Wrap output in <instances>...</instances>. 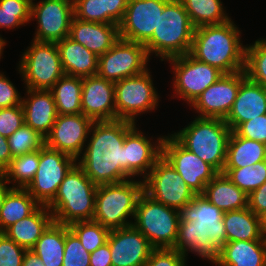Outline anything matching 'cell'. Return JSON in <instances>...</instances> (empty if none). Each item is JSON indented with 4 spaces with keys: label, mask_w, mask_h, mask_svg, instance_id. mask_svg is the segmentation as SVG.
<instances>
[{
    "label": "cell",
    "mask_w": 266,
    "mask_h": 266,
    "mask_svg": "<svg viewBox=\"0 0 266 266\" xmlns=\"http://www.w3.org/2000/svg\"><path fill=\"white\" fill-rule=\"evenodd\" d=\"M137 123L127 120L94 121L83 154L77 164L95 185L113 184L130 179L124 173L125 136ZM92 135V136H91Z\"/></svg>",
    "instance_id": "cell-1"
},
{
    "label": "cell",
    "mask_w": 266,
    "mask_h": 266,
    "mask_svg": "<svg viewBox=\"0 0 266 266\" xmlns=\"http://www.w3.org/2000/svg\"><path fill=\"white\" fill-rule=\"evenodd\" d=\"M223 214L202 194L196 195L180 210L174 249L185 257L192 252L213 263L227 243Z\"/></svg>",
    "instance_id": "cell-2"
},
{
    "label": "cell",
    "mask_w": 266,
    "mask_h": 266,
    "mask_svg": "<svg viewBox=\"0 0 266 266\" xmlns=\"http://www.w3.org/2000/svg\"><path fill=\"white\" fill-rule=\"evenodd\" d=\"M240 36L241 31L232 19L223 24L197 27L189 54L223 74L243 71L246 45L241 43Z\"/></svg>",
    "instance_id": "cell-3"
},
{
    "label": "cell",
    "mask_w": 266,
    "mask_h": 266,
    "mask_svg": "<svg viewBox=\"0 0 266 266\" xmlns=\"http://www.w3.org/2000/svg\"><path fill=\"white\" fill-rule=\"evenodd\" d=\"M96 191L97 185L76 163L65 175L55 198L47 205L53 221L64 225L76 221H92Z\"/></svg>",
    "instance_id": "cell-4"
},
{
    "label": "cell",
    "mask_w": 266,
    "mask_h": 266,
    "mask_svg": "<svg viewBox=\"0 0 266 266\" xmlns=\"http://www.w3.org/2000/svg\"><path fill=\"white\" fill-rule=\"evenodd\" d=\"M231 133L224 119L196 116L187 126L171 135L183 147L222 173Z\"/></svg>",
    "instance_id": "cell-5"
},
{
    "label": "cell",
    "mask_w": 266,
    "mask_h": 266,
    "mask_svg": "<svg viewBox=\"0 0 266 266\" xmlns=\"http://www.w3.org/2000/svg\"><path fill=\"white\" fill-rule=\"evenodd\" d=\"M194 31L195 27L181 1L169 0L159 15L157 29L144 44L148 56L151 58L150 55L155 53L164 61L190 53Z\"/></svg>",
    "instance_id": "cell-6"
},
{
    "label": "cell",
    "mask_w": 266,
    "mask_h": 266,
    "mask_svg": "<svg viewBox=\"0 0 266 266\" xmlns=\"http://www.w3.org/2000/svg\"><path fill=\"white\" fill-rule=\"evenodd\" d=\"M143 193V180L133 178L123 182L98 185L93 221L112 230L132 225L136 205Z\"/></svg>",
    "instance_id": "cell-7"
},
{
    "label": "cell",
    "mask_w": 266,
    "mask_h": 266,
    "mask_svg": "<svg viewBox=\"0 0 266 266\" xmlns=\"http://www.w3.org/2000/svg\"><path fill=\"white\" fill-rule=\"evenodd\" d=\"M132 225L154 249L173 248L177 239L180 211L156 202L144 192L140 195Z\"/></svg>",
    "instance_id": "cell-8"
},
{
    "label": "cell",
    "mask_w": 266,
    "mask_h": 266,
    "mask_svg": "<svg viewBox=\"0 0 266 266\" xmlns=\"http://www.w3.org/2000/svg\"><path fill=\"white\" fill-rule=\"evenodd\" d=\"M18 64V73L28 89L50 90L65 75L56 43L31 40Z\"/></svg>",
    "instance_id": "cell-9"
},
{
    "label": "cell",
    "mask_w": 266,
    "mask_h": 266,
    "mask_svg": "<svg viewBox=\"0 0 266 266\" xmlns=\"http://www.w3.org/2000/svg\"><path fill=\"white\" fill-rule=\"evenodd\" d=\"M150 73L146 69L138 75L115 82L116 120L136 123L138 115L157 108L160 95L154 87Z\"/></svg>",
    "instance_id": "cell-10"
},
{
    "label": "cell",
    "mask_w": 266,
    "mask_h": 266,
    "mask_svg": "<svg viewBox=\"0 0 266 266\" xmlns=\"http://www.w3.org/2000/svg\"><path fill=\"white\" fill-rule=\"evenodd\" d=\"M143 180V192L156 202L180 211L196 194L161 156Z\"/></svg>",
    "instance_id": "cell-11"
},
{
    "label": "cell",
    "mask_w": 266,
    "mask_h": 266,
    "mask_svg": "<svg viewBox=\"0 0 266 266\" xmlns=\"http://www.w3.org/2000/svg\"><path fill=\"white\" fill-rule=\"evenodd\" d=\"M168 61L175 75L172 86L176 97L186 101L188 105L223 75L217 68L196 60L189 53L172 57Z\"/></svg>",
    "instance_id": "cell-12"
},
{
    "label": "cell",
    "mask_w": 266,
    "mask_h": 266,
    "mask_svg": "<svg viewBox=\"0 0 266 266\" xmlns=\"http://www.w3.org/2000/svg\"><path fill=\"white\" fill-rule=\"evenodd\" d=\"M76 163L74 157L44 145L40 149L37 172L25 189L40 205L47 206L55 198L65 175Z\"/></svg>",
    "instance_id": "cell-13"
},
{
    "label": "cell",
    "mask_w": 266,
    "mask_h": 266,
    "mask_svg": "<svg viewBox=\"0 0 266 266\" xmlns=\"http://www.w3.org/2000/svg\"><path fill=\"white\" fill-rule=\"evenodd\" d=\"M149 60L144 44L119 38L109 50L99 56L97 75L117 82L144 72L148 69Z\"/></svg>",
    "instance_id": "cell-14"
},
{
    "label": "cell",
    "mask_w": 266,
    "mask_h": 266,
    "mask_svg": "<svg viewBox=\"0 0 266 266\" xmlns=\"http://www.w3.org/2000/svg\"><path fill=\"white\" fill-rule=\"evenodd\" d=\"M33 1L30 19H37L33 40L57 43L68 37L74 18L73 0H41L37 4Z\"/></svg>",
    "instance_id": "cell-15"
},
{
    "label": "cell",
    "mask_w": 266,
    "mask_h": 266,
    "mask_svg": "<svg viewBox=\"0 0 266 266\" xmlns=\"http://www.w3.org/2000/svg\"><path fill=\"white\" fill-rule=\"evenodd\" d=\"M162 156L172 165L196 194H203L205 186L218 172L196 154L183 147L172 135L164 137Z\"/></svg>",
    "instance_id": "cell-16"
},
{
    "label": "cell",
    "mask_w": 266,
    "mask_h": 266,
    "mask_svg": "<svg viewBox=\"0 0 266 266\" xmlns=\"http://www.w3.org/2000/svg\"><path fill=\"white\" fill-rule=\"evenodd\" d=\"M169 0H129L122 21L119 37L145 44L157 29L159 15Z\"/></svg>",
    "instance_id": "cell-17"
},
{
    "label": "cell",
    "mask_w": 266,
    "mask_h": 266,
    "mask_svg": "<svg viewBox=\"0 0 266 266\" xmlns=\"http://www.w3.org/2000/svg\"><path fill=\"white\" fill-rule=\"evenodd\" d=\"M246 78L245 71L223 74L206 88L190 105L198 117L226 119L236 99L240 83Z\"/></svg>",
    "instance_id": "cell-18"
},
{
    "label": "cell",
    "mask_w": 266,
    "mask_h": 266,
    "mask_svg": "<svg viewBox=\"0 0 266 266\" xmlns=\"http://www.w3.org/2000/svg\"><path fill=\"white\" fill-rule=\"evenodd\" d=\"M93 120L83 113L58 115L45 145L76 160L83 154Z\"/></svg>",
    "instance_id": "cell-19"
},
{
    "label": "cell",
    "mask_w": 266,
    "mask_h": 266,
    "mask_svg": "<svg viewBox=\"0 0 266 266\" xmlns=\"http://www.w3.org/2000/svg\"><path fill=\"white\" fill-rule=\"evenodd\" d=\"M135 126L124 139V173L131 179L135 176L145 178L156 161L162 156V142L165 137L159 136L156 142L145 136ZM152 141V142H151Z\"/></svg>",
    "instance_id": "cell-20"
},
{
    "label": "cell",
    "mask_w": 266,
    "mask_h": 266,
    "mask_svg": "<svg viewBox=\"0 0 266 266\" xmlns=\"http://www.w3.org/2000/svg\"><path fill=\"white\" fill-rule=\"evenodd\" d=\"M112 266H145L154 249L133 225L112 229L108 236Z\"/></svg>",
    "instance_id": "cell-21"
},
{
    "label": "cell",
    "mask_w": 266,
    "mask_h": 266,
    "mask_svg": "<svg viewBox=\"0 0 266 266\" xmlns=\"http://www.w3.org/2000/svg\"><path fill=\"white\" fill-rule=\"evenodd\" d=\"M81 110L93 121L116 120L115 82L98 75L82 78Z\"/></svg>",
    "instance_id": "cell-22"
},
{
    "label": "cell",
    "mask_w": 266,
    "mask_h": 266,
    "mask_svg": "<svg viewBox=\"0 0 266 266\" xmlns=\"http://www.w3.org/2000/svg\"><path fill=\"white\" fill-rule=\"evenodd\" d=\"M25 89L27 98L22 97L21 104L25 124L46 138L58 116L53 95L50 90Z\"/></svg>",
    "instance_id": "cell-23"
},
{
    "label": "cell",
    "mask_w": 266,
    "mask_h": 266,
    "mask_svg": "<svg viewBox=\"0 0 266 266\" xmlns=\"http://www.w3.org/2000/svg\"><path fill=\"white\" fill-rule=\"evenodd\" d=\"M266 114V88L247 77L240 87L225 122L234 131L241 123Z\"/></svg>",
    "instance_id": "cell-24"
},
{
    "label": "cell",
    "mask_w": 266,
    "mask_h": 266,
    "mask_svg": "<svg viewBox=\"0 0 266 266\" xmlns=\"http://www.w3.org/2000/svg\"><path fill=\"white\" fill-rule=\"evenodd\" d=\"M69 37L85 46L98 57L120 38L118 24L95 23L73 18Z\"/></svg>",
    "instance_id": "cell-25"
},
{
    "label": "cell",
    "mask_w": 266,
    "mask_h": 266,
    "mask_svg": "<svg viewBox=\"0 0 266 266\" xmlns=\"http://www.w3.org/2000/svg\"><path fill=\"white\" fill-rule=\"evenodd\" d=\"M66 75L89 77L97 75L99 57L69 36L56 43Z\"/></svg>",
    "instance_id": "cell-26"
},
{
    "label": "cell",
    "mask_w": 266,
    "mask_h": 266,
    "mask_svg": "<svg viewBox=\"0 0 266 266\" xmlns=\"http://www.w3.org/2000/svg\"><path fill=\"white\" fill-rule=\"evenodd\" d=\"M212 264L215 266H266V240L227 242Z\"/></svg>",
    "instance_id": "cell-27"
},
{
    "label": "cell",
    "mask_w": 266,
    "mask_h": 266,
    "mask_svg": "<svg viewBox=\"0 0 266 266\" xmlns=\"http://www.w3.org/2000/svg\"><path fill=\"white\" fill-rule=\"evenodd\" d=\"M52 222L53 215L49 208L40 205L31 215L10 225L2 233L16 244L30 250Z\"/></svg>",
    "instance_id": "cell-28"
},
{
    "label": "cell",
    "mask_w": 266,
    "mask_h": 266,
    "mask_svg": "<svg viewBox=\"0 0 266 266\" xmlns=\"http://www.w3.org/2000/svg\"><path fill=\"white\" fill-rule=\"evenodd\" d=\"M129 0H73L74 17L82 21L118 24Z\"/></svg>",
    "instance_id": "cell-29"
},
{
    "label": "cell",
    "mask_w": 266,
    "mask_h": 266,
    "mask_svg": "<svg viewBox=\"0 0 266 266\" xmlns=\"http://www.w3.org/2000/svg\"><path fill=\"white\" fill-rule=\"evenodd\" d=\"M202 195L223 212L248 207V195L233 184L224 173H218L205 186Z\"/></svg>",
    "instance_id": "cell-30"
},
{
    "label": "cell",
    "mask_w": 266,
    "mask_h": 266,
    "mask_svg": "<svg viewBox=\"0 0 266 266\" xmlns=\"http://www.w3.org/2000/svg\"><path fill=\"white\" fill-rule=\"evenodd\" d=\"M227 242L266 240L261 228L260 216L248 207L223 214Z\"/></svg>",
    "instance_id": "cell-31"
},
{
    "label": "cell",
    "mask_w": 266,
    "mask_h": 266,
    "mask_svg": "<svg viewBox=\"0 0 266 266\" xmlns=\"http://www.w3.org/2000/svg\"><path fill=\"white\" fill-rule=\"evenodd\" d=\"M266 160V144L238 136L232 131L224 168H241Z\"/></svg>",
    "instance_id": "cell-32"
},
{
    "label": "cell",
    "mask_w": 266,
    "mask_h": 266,
    "mask_svg": "<svg viewBox=\"0 0 266 266\" xmlns=\"http://www.w3.org/2000/svg\"><path fill=\"white\" fill-rule=\"evenodd\" d=\"M40 204L25 188H11L0 210V232L31 215Z\"/></svg>",
    "instance_id": "cell-33"
},
{
    "label": "cell",
    "mask_w": 266,
    "mask_h": 266,
    "mask_svg": "<svg viewBox=\"0 0 266 266\" xmlns=\"http://www.w3.org/2000/svg\"><path fill=\"white\" fill-rule=\"evenodd\" d=\"M65 249V225L52 222L30 249L45 266H62Z\"/></svg>",
    "instance_id": "cell-34"
},
{
    "label": "cell",
    "mask_w": 266,
    "mask_h": 266,
    "mask_svg": "<svg viewBox=\"0 0 266 266\" xmlns=\"http://www.w3.org/2000/svg\"><path fill=\"white\" fill-rule=\"evenodd\" d=\"M58 115L81 114L82 78L64 75L50 89Z\"/></svg>",
    "instance_id": "cell-35"
},
{
    "label": "cell",
    "mask_w": 266,
    "mask_h": 266,
    "mask_svg": "<svg viewBox=\"0 0 266 266\" xmlns=\"http://www.w3.org/2000/svg\"><path fill=\"white\" fill-rule=\"evenodd\" d=\"M195 28L229 21L221 0H180Z\"/></svg>",
    "instance_id": "cell-36"
},
{
    "label": "cell",
    "mask_w": 266,
    "mask_h": 266,
    "mask_svg": "<svg viewBox=\"0 0 266 266\" xmlns=\"http://www.w3.org/2000/svg\"><path fill=\"white\" fill-rule=\"evenodd\" d=\"M40 162V150L13 157L1 176L14 183L12 188H26L33 180ZM17 185V186H16Z\"/></svg>",
    "instance_id": "cell-37"
},
{
    "label": "cell",
    "mask_w": 266,
    "mask_h": 266,
    "mask_svg": "<svg viewBox=\"0 0 266 266\" xmlns=\"http://www.w3.org/2000/svg\"><path fill=\"white\" fill-rule=\"evenodd\" d=\"M222 173L249 195L266 182V160L241 168H224Z\"/></svg>",
    "instance_id": "cell-38"
},
{
    "label": "cell",
    "mask_w": 266,
    "mask_h": 266,
    "mask_svg": "<svg viewBox=\"0 0 266 266\" xmlns=\"http://www.w3.org/2000/svg\"><path fill=\"white\" fill-rule=\"evenodd\" d=\"M246 77L266 88V39H258L245 48Z\"/></svg>",
    "instance_id": "cell-39"
},
{
    "label": "cell",
    "mask_w": 266,
    "mask_h": 266,
    "mask_svg": "<svg viewBox=\"0 0 266 266\" xmlns=\"http://www.w3.org/2000/svg\"><path fill=\"white\" fill-rule=\"evenodd\" d=\"M32 0H0V29H16L31 22ZM4 42L6 40L1 37Z\"/></svg>",
    "instance_id": "cell-40"
},
{
    "label": "cell",
    "mask_w": 266,
    "mask_h": 266,
    "mask_svg": "<svg viewBox=\"0 0 266 266\" xmlns=\"http://www.w3.org/2000/svg\"><path fill=\"white\" fill-rule=\"evenodd\" d=\"M68 227L78 237L83 247L89 253L104 245L111 231L93 220L76 221L69 224Z\"/></svg>",
    "instance_id": "cell-41"
},
{
    "label": "cell",
    "mask_w": 266,
    "mask_h": 266,
    "mask_svg": "<svg viewBox=\"0 0 266 266\" xmlns=\"http://www.w3.org/2000/svg\"><path fill=\"white\" fill-rule=\"evenodd\" d=\"M7 140L13 157L40 150L45 145V138L26 124L17 129Z\"/></svg>",
    "instance_id": "cell-42"
},
{
    "label": "cell",
    "mask_w": 266,
    "mask_h": 266,
    "mask_svg": "<svg viewBox=\"0 0 266 266\" xmlns=\"http://www.w3.org/2000/svg\"><path fill=\"white\" fill-rule=\"evenodd\" d=\"M90 254L68 225H65V249L62 266H90Z\"/></svg>",
    "instance_id": "cell-43"
},
{
    "label": "cell",
    "mask_w": 266,
    "mask_h": 266,
    "mask_svg": "<svg viewBox=\"0 0 266 266\" xmlns=\"http://www.w3.org/2000/svg\"><path fill=\"white\" fill-rule=\"evenodd\" d=\"M26 250L0 232V266H22Z\"/></svg>",
    "instance_id": "cell-44"
},
{
    "label": "cell",
    "mask_w": 266,
    "mask_h": 266,
    "mask_svg": "<svg viewBox=\"0 0 266 266\" xmlns=\"http://www.w3.org/2000/svg\"><path fill=\"white\" fill-rule=\"evenodd\" d=\"M24 124L22 105L0 109V135L8 138Z\"/></svg>",
    "instance_id": "cell-45"
},
{
    "label": "cell",
    "mask_w": 266,
    "mask_h": 266,
    "mask_svg": "<svg viewBox=\"0 0 266 266\" xmlns=\"http://www.w3.org/2000/svg\"><path fill=\"white\" fill-rule=\"evenodd\" d=\"M182 253L173 248L153 249L145 266H187Z\"/></svg>",
    "instance_id": "cell-46"
},
{
    "label": "cell",
    "mask_w": 266,
    "mask_h": 266,
    "mask_svg": "<svg viewBox=\"0 0 266 266\" xmlns=\"http://www.w3.org/2000/svg\"><path fill=\"white\" fill-rule=\"evenodd\" d=\"M234 132L238 136L266 144V114L241 123Z\"/></svg>",
    "instance_id": "cell-47"
},
{
    "label": "cell",
    "mask_w": 266,
    "mask_h": 266,
    "mask_svg": "<svg viewBox=\"0 0 266 266\" xmlns=\"http://www.w3.org/2000/svg\"><path fill=\"white\" fill-rule=\"evenodd\" d=\"M22 104V97L13 83L0 72V109Z\"/></svg>",
    "instance_id": "cell-48"
},
{
    "label": "cell",
    "mask_w": 266,
    "mask_h": 266,
    "mask_svg": "<svg viewBox=\"0 0 266 266\" xmlns=\"http://www.w3.org/2000/svg\"><path fill=\"white\" fill-rule=\"evenodd\" d=\"M248 208L258 216L266 211V182L248 195Z\"/></svg>",
    "instance_id": "cell-49"
},
{
    "label": "cell",
    "mask_w": 266,
    "mask_h": 266,
    "mask_svg": "<svg viewBox=\"0 0 266 266\" xmlns=\"http://www.w3.org/2000/svg\"><path fill=\"white\" fill-rule=\"evenodd\" d=\"M90 266H112L111 252L108 242L90 254Z\"/></svg>",
    "instance_id": "cell-50"
},
{
    "label": "cell",
    "mask_w": 266,
    "mask_h": 266,
    "mask_svg": "<svg viewBox=\"0 0 266 266\" xmlns=\"http://www.w3.org/2000/svg\"><path fill=\"white\" fill-rule=\"evenodd\" d=\"M12 158L7 138L0 135V175L10 165Z\"/></svg>",
    "instance_id": "cell-51"
},
{
    "label": "cell",
    "mask_w": 266,
    "mask_h": 266,
    "mask_svg": "<svg viewBox=\"0 0 266 266\" xmlns=\"http://www.w3.org/2000/svg\"><path fill=\"white\" fill-rule=\"evenodd\" d=\"M22 266H45L41 259L32 250H26Z\"/></svg>",
    "instance_id": "cell-52"
},
{
    "label": "cell",
    "mask_w": 266,
    "mask_h": 266,
    "mask_svg": "<svg viewBox=\"0 0 266 266\" xmlns=\"http://www.w3.org/2000/svg\"><path fill=\"white\" fill-rule=\"evenodd\" d=\"M7 184L9 185V183L0 175V210L6 194L12 188L7 186Z\"/></svg>",
    "instance_id": "cell-53"
},
{
    "label": "cell",
    "mask_w": 266,
    "mask_h": 266,
    "mask_svg": "<svg viewBox=\"0 0 266 266\" xmlns=\"http://www.w3.org/2000/svg\"><path fill=\"white\" fill-rule=\"evenodd\" d=\"M261 228L264 236L266 237V211L260 215Z\"/></svg>",
    "instance_id": "cell-54"
},
{
    "label": "cell",
    "mask_w": 266,
    "mask_h": 266,
    "mask_svg": "<svg viewBox=\"0 0 266 266\" xmlns=\"http://www.w3.org/2000/svg\"><path fill=\"white\" fill-rule=\"evenodd\" d=\"M7 42H4L0 39V48H4Z\"/></svg>",
    "instance_id": "cell-55"
},
{
    "label": "cell",
    "mask_w": 266,
    "mask_h": 266,
    "mask_svg": "<svg viewBox=\"0 0 266 266\" xmlns=\"http://www.w3.org/2000/svg\"><path fill=\"white\" fill-rule=\"evenodd\" d=\"M4 50V48H0V59H1V56H2V54H3V51Z\"/></svg>",
    "instance_id": "cell-56"
}]
</instances>
